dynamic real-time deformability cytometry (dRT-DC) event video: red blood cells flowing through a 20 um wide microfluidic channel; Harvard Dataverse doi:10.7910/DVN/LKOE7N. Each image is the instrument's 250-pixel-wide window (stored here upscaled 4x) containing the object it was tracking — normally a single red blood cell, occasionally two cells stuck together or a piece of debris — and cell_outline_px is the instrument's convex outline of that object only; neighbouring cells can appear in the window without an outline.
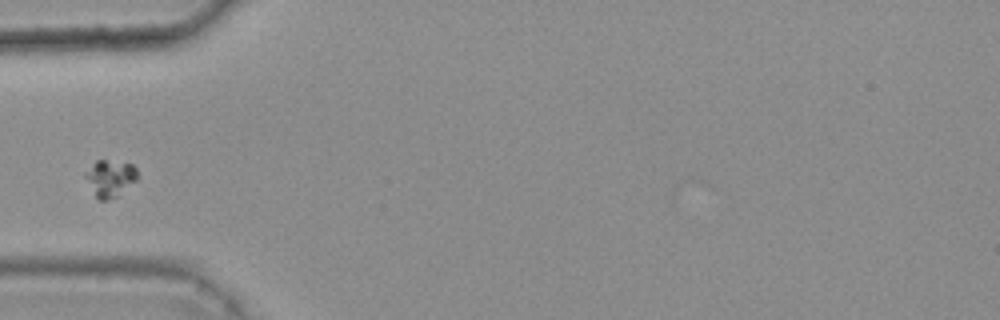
{"species": "common noctule bat (a hibernating species)", "species_latin": "Nyctalus noctula", "temperature_condition": "warm", "stored_images_in_passage": 30, "camera_frame_rate_fps": 3000, "um_per_image_px": 0.085, "animal": {"sex": "female", "body_mass_g": 25.1}, "frame": {"image": 1, "passage_image": 1, "time_ms": 0.0, "image_size_px": [1000, 320], "cell_outline_px": [[136, 180], [116, 196], [108, 200], [100, 200], [96, 196], [84, 176], [84, 172], [96, 160], [104, 160], [132, 164], [136, 168]], "centroid_in_image_um": [9.33, 15.13], "position_along_channel_um": 75.7, "area_um2": 10.81}}
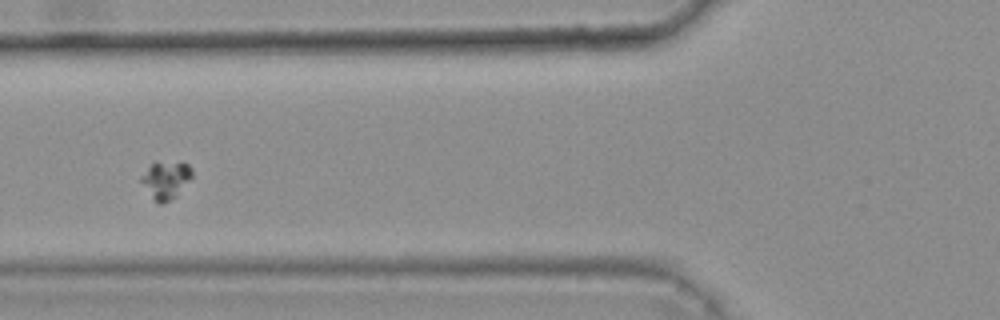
{"frame": {"image": 2, "passage_image": 4, "time_ms": 1.0, "image_size_px": [1000, 320], "cell_outline_px": [[192, 176], [176, 196], [160, 204], [152, 196], [140, 180], [140, 176], [152, 164], [188, 164], [192, 168]], "centroid_in_image_um": [14.1, 15.32], "position_along_channel_um": 111.7, "area_um2": 10.29}}
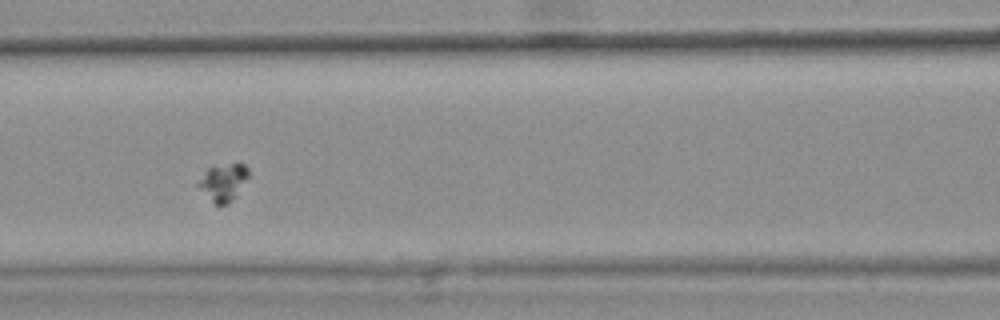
{"frame": {"image": 3, "passage_image": 7, "time_ms": 2.0, "image_size_px": [1000, 320], "cell_outline_px": [[248, 176], [236, 196], [232, 200], [224, 204], [216, 204], [196, 184], [208, 168], [212, 164], [244, 164], [248, 168]], "centroid_in_image_um": [18.98, 15.44], "position_along_channel_um": 147.6, "area_um2": 10.58}}